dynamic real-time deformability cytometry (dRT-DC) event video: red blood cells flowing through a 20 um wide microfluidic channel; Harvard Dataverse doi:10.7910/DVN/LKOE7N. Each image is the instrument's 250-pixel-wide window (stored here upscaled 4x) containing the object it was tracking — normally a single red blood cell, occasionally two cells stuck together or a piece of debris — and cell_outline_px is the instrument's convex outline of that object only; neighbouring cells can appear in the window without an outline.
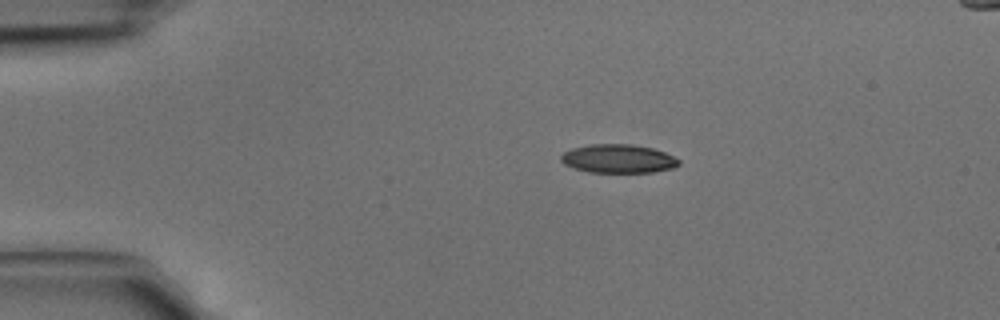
{"species": "common noctule bat (a hibernating species)", "species_latin": "Nyctalus noctula", "temperature_condition": "cold", "stored_images_in_passage": 2, "camera_frame_rate_fps": 3000, "um_per_image_px": 0.085, "animal": {"sex": "male", "body_mass_g": 15.6}, "frame": {"image": 1, "passage_image": 1, "time_ms": 0.0, "image_size_px": [1000, 320], "cell_outline_px": [[680, 164], [672, 168], [652, 172], [588, 172], [572, 168], [564, 164], [560, 160], [560, 156], [564, 152], [572, 148], [592, 144], [632, 144], [652, 148], [664, 152], [680, 160]], "centroid_in_image_um": [52.52, 13.49], "position_along_channel_um": 32.5, "area_um2": 19.65}}